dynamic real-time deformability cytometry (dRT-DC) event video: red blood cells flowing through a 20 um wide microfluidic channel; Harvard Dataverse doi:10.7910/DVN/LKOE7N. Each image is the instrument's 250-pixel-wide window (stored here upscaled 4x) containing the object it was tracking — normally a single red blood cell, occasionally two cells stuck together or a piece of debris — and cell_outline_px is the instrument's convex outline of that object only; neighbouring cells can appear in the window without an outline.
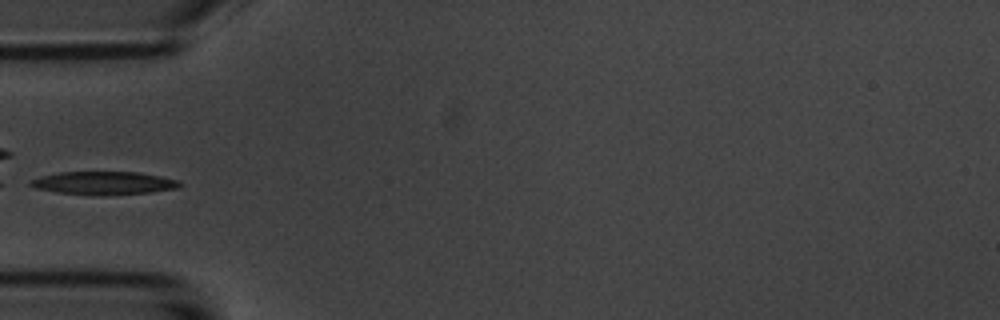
{"species": "common noctule bat (a hibernating species)", "species_latin": "Nyctalus noctula", "temperature_condition": "room temperature", "stored_images_in_passage": 6, "camera_frame_rate_fps": 3000, "um_per_image_px": 0.085, "animal": {"sex": "male", "body_mass_g": 20.1, "forearm_length_mm": 53.5}, "frame": {"image": 1, "passage_image": 6, "time_ms": 5.667, "image_size_px": [1000, 320], "cell_outline_px": [[184, 184], [180, 188], [148, 192], [100, 196], [92, 196], [60, 192], [36, 188], [28, 184], [28, 180], [40, 176], [60, 172], [136, 172], [160, 176], [180, 180]], "centroid_in_image_um": [8.84, 15.56], "position_along_channel_um": 76.2, "area_um2": 20.29}}